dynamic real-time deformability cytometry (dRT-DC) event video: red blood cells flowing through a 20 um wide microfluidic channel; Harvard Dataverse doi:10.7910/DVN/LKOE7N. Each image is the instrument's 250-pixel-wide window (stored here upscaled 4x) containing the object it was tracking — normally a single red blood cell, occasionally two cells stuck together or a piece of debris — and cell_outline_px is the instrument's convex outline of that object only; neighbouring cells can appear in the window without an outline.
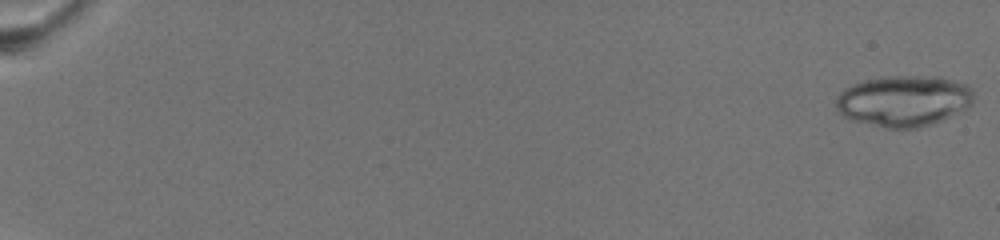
{"species": "common noctule bat (a hibernating species)", "species_latin": "Nyctalus noctula", "temperature_condition": "warm", "stored_images_in_passage": 25, "camera_frame_rate_fps": 3000, "um_per_image_px": 0.085, "animal": {"sex": "female", "body_mass_g": 19.5, "forearm_length_mm": 54.1}, "frame": {"image": 1, "passage_image": 1, "time_ms": 0.0, "image_size_px": [1000, 240], "cell_outline_px": [[972, 104], [932, 124], [916, 128], [884, 128], [852, 120], [844, 116], [836, 108], [836, 96], [840, 92], [864, 80], [892, 76], [940, 76], [968, 84], [972, 88]], "centroid_in_image_um": [76.82, 8.57], "position_along_channel_um": 8.2, "area_um2": 40.63}}